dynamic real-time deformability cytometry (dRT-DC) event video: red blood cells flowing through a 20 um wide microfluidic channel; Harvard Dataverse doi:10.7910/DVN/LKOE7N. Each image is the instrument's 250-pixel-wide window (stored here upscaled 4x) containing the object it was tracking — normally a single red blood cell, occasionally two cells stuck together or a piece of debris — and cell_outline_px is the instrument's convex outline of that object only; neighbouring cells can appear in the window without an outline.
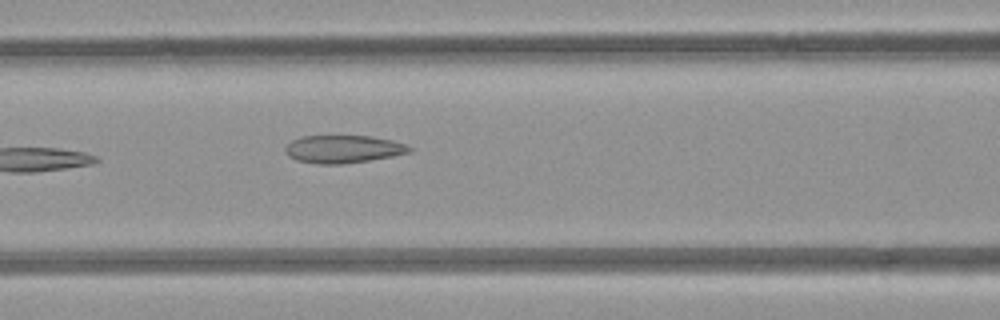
{"species": "common noctule bat (a hibernating species)", "species_latin": "Nyctalus noctula", "temperature_condition": "room temperature", "stored_images_in_passage": 7, "camera_frame_rate_fps": 3000, "um_per_image_px": 0.085, "animal": {"sex": "female", "body_mass_g": 21.9}, "frame": {"image": 1, "passage_image": 7, "time_ms": 7.0, "image_size_px": [1000, 320], "cell_outline_px": [[412, 152], [392, 156], [368, 160], [340, 164], [316, 164], [296, 160], [288, 156], [284, 152], [284, 148], [292, 140], [300, 136], [372, 136], [392, 140], [404, 144], [412, 148]], "centroid_in_image_um": [29.14, 12.67], "position_along_channel_um": 137.5, "area_um2": 20.11}}